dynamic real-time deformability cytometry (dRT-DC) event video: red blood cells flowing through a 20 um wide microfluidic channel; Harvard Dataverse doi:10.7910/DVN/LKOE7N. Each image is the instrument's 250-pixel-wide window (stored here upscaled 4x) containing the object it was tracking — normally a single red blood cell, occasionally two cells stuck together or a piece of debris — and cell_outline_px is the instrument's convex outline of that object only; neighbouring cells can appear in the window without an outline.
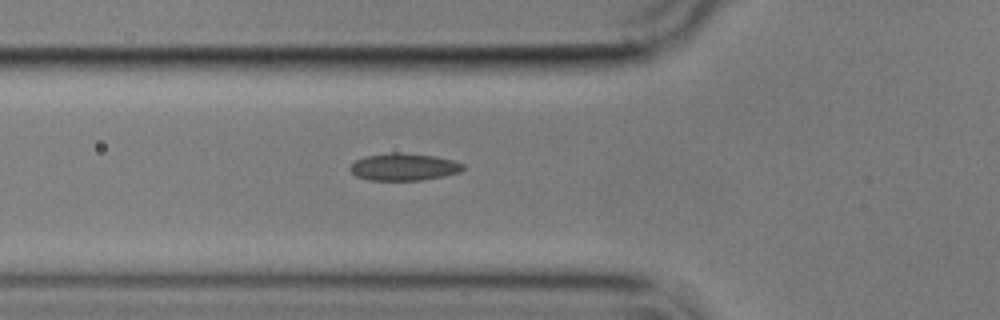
{"species": "common noctule bat (a hibernating species)", "species_latin": "Nyctalus noctula", "temperature_condition": "cold", "stored_images_in_passage": 38, "camera_frame_rate_fps": 3000, "um_per_image_px": 0.085, "animal": {"sex": "male", "body_mass_g": 17.9}, "frame": {"image": 1, "passage_image": 2, "time_ms": 0.333, "image_size_px": [1000, 320], "cell_outline_px": [[464, 168], [460, 172], [444, 176], [420, 180], [368, 180], [356, 176], [348, 168], [356, 160], [364, 156], [392, 152], [400, 152], [436, 156], [452, 160], [464, 164]], "centroid_in_image_um": [34.32, 14.18], "position_along_channel_um": 91.5, "area_um2": 17.98}}
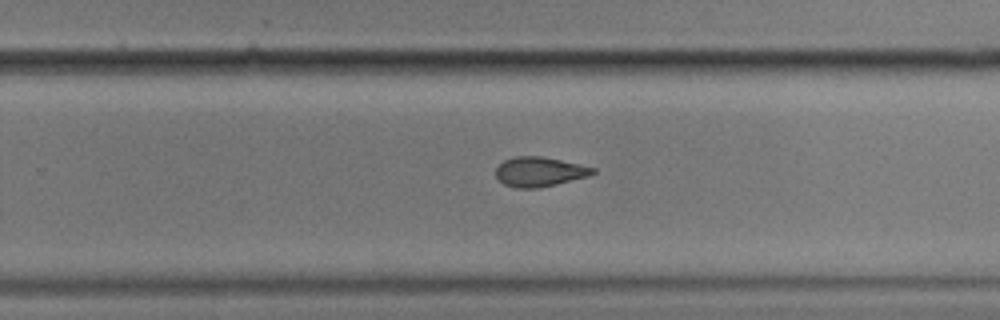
{"frame": {"image": 2, "passage_image": 18, "time_ms": 5.667, "image_size_px": [1000, 320], "cell_outline_px": [[596, 172], [588, 176], [540, 188], [516, 188], [504, 184], [496, 176], [496, 168], [504, 160], [512, 156], [540, 156], [580, 164], [596, 168]], "centroid_in_image_um": [45.85, 14.59], "position_along_channel_um": 284.0, "area_um2": 16.7}}
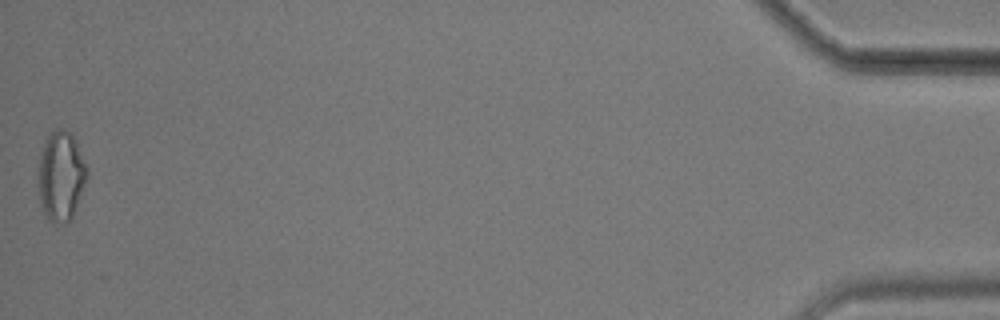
{"frame": {"image": 3, "passage_image": 38, "time_ms": 12.333, "image_size_px": [1000, 320], "cell_outline_px": [[88, 176], [76, 208], [72, 216], [64, 224], [48, 220], [40, 204], [36, 172], [40, 152], [48, 132], [56, 128], [64, 128], [72, 132], [76, 140], [88, 168]], "centroid_in_image_um": [5.16, 14.89], "position_along_channel_um": 430.0, "area_um2": 26.24}}